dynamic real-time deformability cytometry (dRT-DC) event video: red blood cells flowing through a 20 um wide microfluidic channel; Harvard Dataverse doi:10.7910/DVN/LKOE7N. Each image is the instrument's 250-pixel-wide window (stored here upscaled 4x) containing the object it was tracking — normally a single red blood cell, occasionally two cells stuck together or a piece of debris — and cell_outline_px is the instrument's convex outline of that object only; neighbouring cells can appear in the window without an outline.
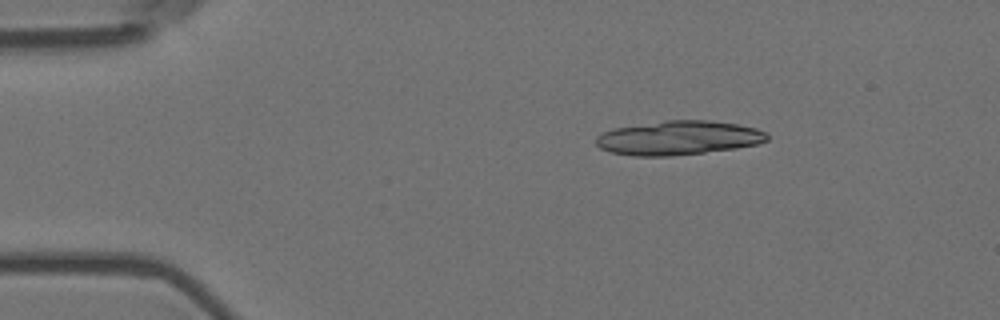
{"species": "Egyptian fruit bat (a non-hibernating species)", "species_latin": "Rousettus aegyptiacus", "temperature_condition": "room temperature", "stored_images_in_passage": 4, "camera_frame_rate_fps": 3000, "um_per_image_px": 0.085, "animal": {"sex": "female"}, "frame": {"image": 1, "passage_image": 1, "time_ms": 0.0, "image_size_px": [1000, 320], "cell_outline_px": [[768, 140], [756, 144], [736, 148], [672, 156], [632, 156], [612, 152], [600, 148], [596, 144], [596, 136], [612, 128], [664, 120], [708, 120], [736, 124], [756, 128], [764, 132], [768, 136]], "centroid_in_image_um": [57.63, 11.72], "position_along_channel_um": 27.4, "area_um2": 33.99}}
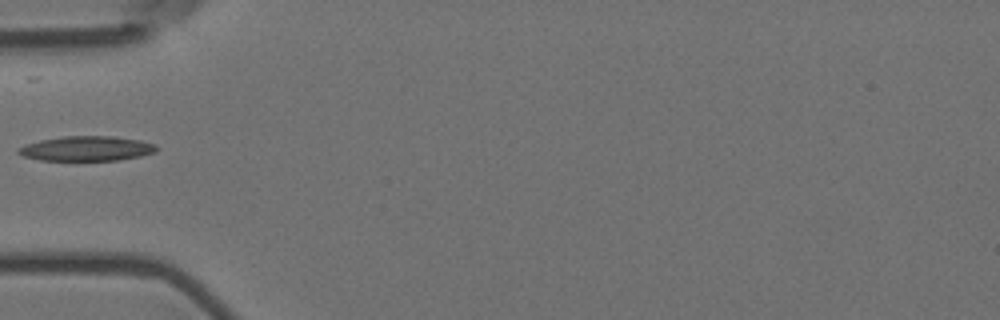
{"frame": {"image": 2, "passage_image": 4, "time_ms": 1.0, "image_size_px": [1000, 320], "cell_outline_px": [[160, 148], [156, 152], [140, 156], [120, 160], [40, 160], [24, 156], [16, 152], [16, 148], [40, 140], [60, 136], [116, 136], [140, 140], [156, 144]], "centroid_in_image_um": [7.4, 12.62], "position_along_channel_um": 77.6, "area_um2": 20.11}}